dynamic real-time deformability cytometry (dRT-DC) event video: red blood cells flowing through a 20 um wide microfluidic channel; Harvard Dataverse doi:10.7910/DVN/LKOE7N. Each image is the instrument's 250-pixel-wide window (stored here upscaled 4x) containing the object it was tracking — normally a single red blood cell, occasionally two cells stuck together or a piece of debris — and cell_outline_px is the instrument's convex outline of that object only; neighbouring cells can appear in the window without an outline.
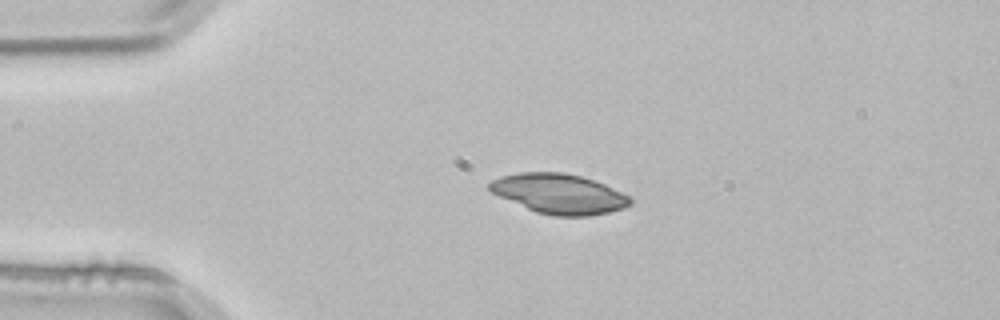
{"species": "common noctule bat (a hibernating species)", "species_latin": "Nyctalus noctula", "temperature_condition": "room temperature", "stored_images_in_passage": 2, "camera_frame_rate_fps": 3000, "um_per_image_px": 0.085, "animal": {"sex": "male", "body_mass_g": 21.5, "forearm_length_mm": 52.0}, "frame": {"image": 1, "passage_image": 1, "time_ms": 0.0, "image_size_px": [1000, 320], "cell_outline_px": [[632, 204], [624, 208], [608, 212], [588, 216], [552, 216], [536, 212], [500, 196], [492, 192], [488, 188], [488, 184], [492, 180], [500, 176], [520, 172], [564, 172], [580, 176], [604, 184], [628, 196], [632, 200]], "centroid_in_image_um": [47.51, 16.47], "position_along_channel_um": 37.5, "area_um2": 32.43}}